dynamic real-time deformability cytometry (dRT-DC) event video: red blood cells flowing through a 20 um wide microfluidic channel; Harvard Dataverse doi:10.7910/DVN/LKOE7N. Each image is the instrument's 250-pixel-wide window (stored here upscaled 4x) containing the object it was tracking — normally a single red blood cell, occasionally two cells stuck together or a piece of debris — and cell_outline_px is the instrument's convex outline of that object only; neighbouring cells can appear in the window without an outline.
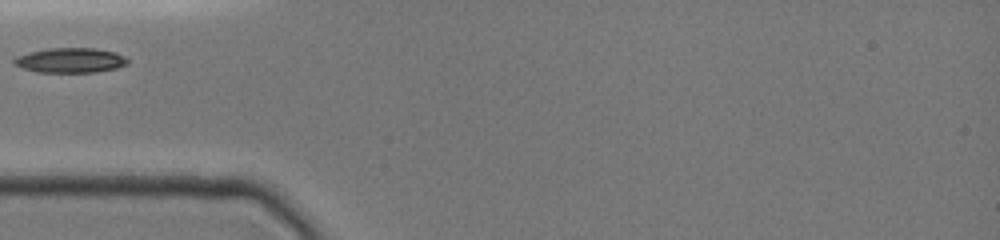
{"species": "common noctule bat (a hibernating species)", "species_latin": "Nyctalus noctula", "temperature_condition": "cold", "stored_images_in_passage": 25, "camera_frame_rate_fps": 3000, "um_per_image_px": 0.085, "animal": {"sex": "female", "body_mass_g": 19.0, "forearm_length_mm": 51.5}, "frame": {"image": 1, "passage_image": 1, "time_ms": 0.0, "image_size_px": [1000, 240], "cell_outline_px": [[128, 64], [116, 68], [92, 72], [40, 72], [24, 68], [12, 64], [12, 60], [16, 56], [28, 52], [48, 48], [96, 48], [112, 52], [124, 56], [128, 60]], "centroid_in_image_um": [5.94, 5.12], "position_along_channel_um": 79.1, "area_um2": 16.36}}
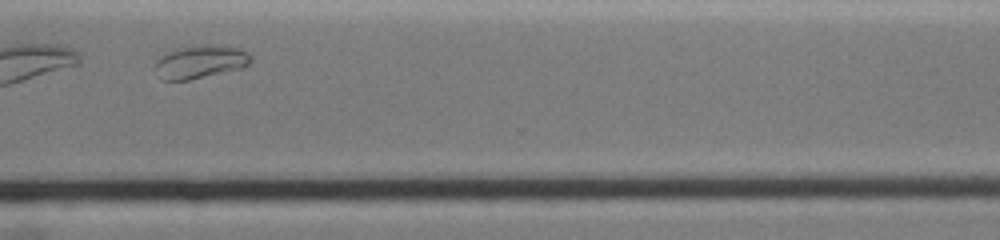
{"frame": {"image": 2, "passage_image": 22, "time_ms": 7.0, "image_size_px": [1000, 240], "cell_outline_px": [[252, 60], [244, 68], [188, 80], [164, 80], [156, 64], [156, 60], [160, 56], [172, 48], [188, 44], [212, 44], [240, 48], [248, 52], [252, 56]], "centroid_in_image_um": [17.08, 5.2], "position_along_channel_um": 353.5, "area_um2": 18.79}}